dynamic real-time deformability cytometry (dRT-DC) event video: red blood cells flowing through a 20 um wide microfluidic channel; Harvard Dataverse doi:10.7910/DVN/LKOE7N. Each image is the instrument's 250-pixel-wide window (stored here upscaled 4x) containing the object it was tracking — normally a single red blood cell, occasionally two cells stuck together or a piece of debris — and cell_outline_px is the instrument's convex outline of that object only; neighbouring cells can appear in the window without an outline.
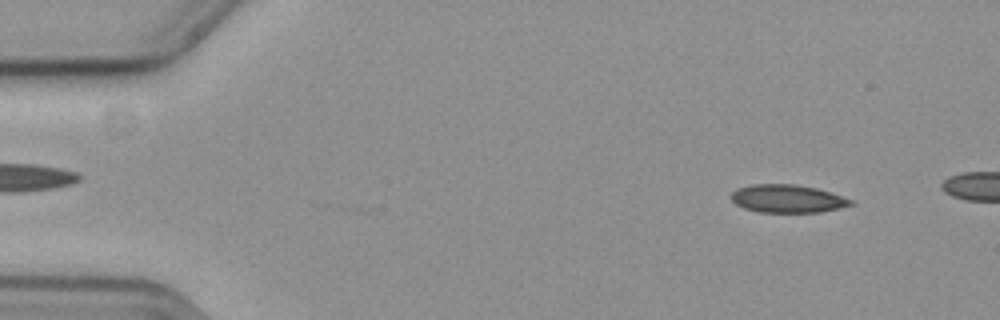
{"species": "common noctule bat (a hibernating species)", "species_latin": "Nyctalus noctula", "temperature_condition": "cold", "stored_images_in_passage": 13, "camera_frame_rate_fps": 3000, "um_per_image_px": 0.085, "animal": {"sex": "female", "body_mass_g": 19.3, "forearm_length_mm": 54.1}, "frame": {"image": 1, "passage_image": 4, "time_ms": 1.0, "image_size_px": [1000, 320], "cell_outline_px": [[856, 204], [820, 212], [760, 212], [744, 208], [736, 204], [732, 200], [732, 192], [740, 188], [756, 184], [792, 184], [816, 188], [852, 200]], "centroid_in_image_um": [66.94, 16.89], "position_along_channel_um": 18.1, "area_um2": 19.13}}